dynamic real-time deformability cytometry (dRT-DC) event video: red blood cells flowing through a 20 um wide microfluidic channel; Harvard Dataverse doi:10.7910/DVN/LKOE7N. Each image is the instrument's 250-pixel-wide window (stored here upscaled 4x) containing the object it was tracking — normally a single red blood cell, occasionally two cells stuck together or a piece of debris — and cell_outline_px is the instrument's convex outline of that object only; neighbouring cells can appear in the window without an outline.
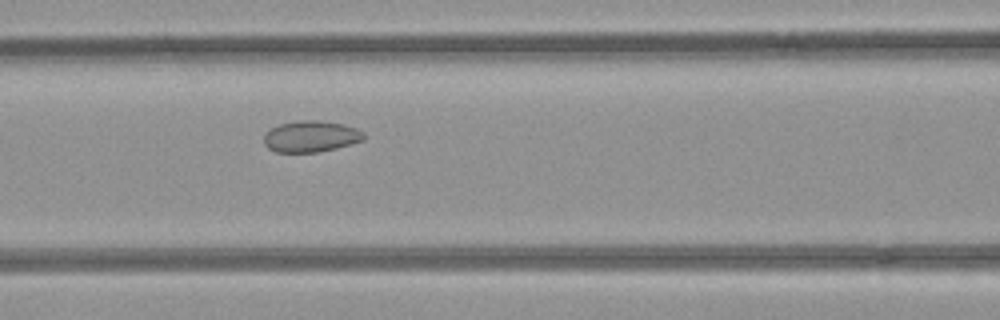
{"species": "common noctule bat (a hibernating species)", "species_latin": "Nyctalus noctula", "temperature_condition": "room temperature", "stored_images_in_passage": 45, "camera_frame_rate_fps": 3000, "um_per_image_px": 0.085, "animal": {"sex": "female", "body_mass_g": 21.9}, "frame": {"image": 1, "passage_image": 19, "time_ms": 6.0, "image_size_px": [1000, 320], "cell_outline_px": [[364, 140], [336, 148], [316, 152], [276, 152], [268, 148], [264, 144], [264, 132], [280, 124], [296, 120], [320, 120], [344, 124], [356, 128], [364, 132]], "centroid_in_image_um": [26.41, 11.58], "position_along_channel_um": 140.2, "area_um2": 18.32}}
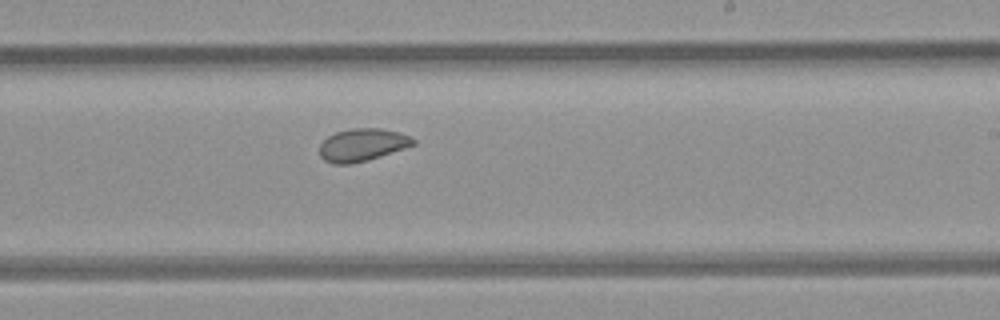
{"frame": {"image": 2, "passage_image": 28, "time_ms": 9.0, "image_size_px": [1000, 320], "cell_outline_px": [[416, 144], [368, 160], [348, 164], [332, 164], [324, 160], [320, 156], [320, 144], [328, 136], [336, 132], [352, 128], [380, 128], [400, 132], [416, 140]], "centroid_in_image_um": [30.79, 12.31], "position_along_channel_um": 258.2, "area_um2": 17.74}}
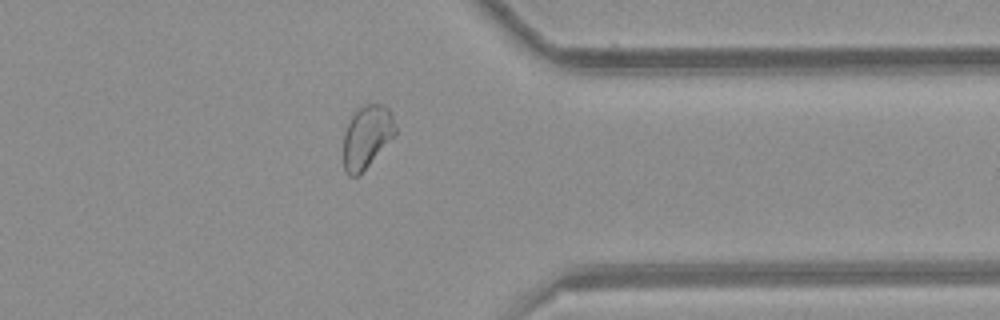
{"frame": {"image": 3, "passage_image": 38, "time_ms": 12.333, "image_size_px": [1000, 320], "cell_outline_px": [[396, 136], [356, 176], [348, 176], [344, 172], [344, 132], [356, 108], [364, 104], [384, 104], [388, 108], [392, 116], [396, 128]], "centroid_in_image_um": [31.19, 11.59], "position_along_channel_um": 380.2, "area_um2": 18.9}, "authors_computed_cell_mechanics": {"area_um2": 19.2474, "velocity_mm_per_s": 3.9372, "shape_relaxation_time_tau1_ms": null, "shape_relaxation_time_tau2_ms": 1.5747, "deformation_change_tau1": null, "deformation_change_tau2": 0.0615}}